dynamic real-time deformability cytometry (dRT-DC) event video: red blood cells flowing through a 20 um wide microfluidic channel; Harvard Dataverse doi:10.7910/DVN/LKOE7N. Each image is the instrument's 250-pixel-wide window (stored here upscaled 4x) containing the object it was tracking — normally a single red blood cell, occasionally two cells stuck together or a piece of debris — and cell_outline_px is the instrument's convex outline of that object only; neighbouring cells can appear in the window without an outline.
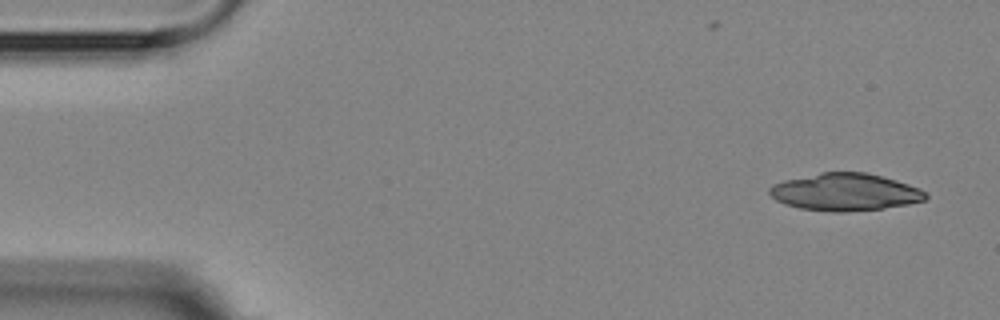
{"species": "Egyptian fruit bat (a non-hibernating species)", "species_latin": "Rousettus aegyptiacus", "temperature_condition": "room temperature", "stored_images_in_passage": 4, "camera_frame_rate_fps": 3000, "um_per_image_px": 0.085, "animal": {"sex": "female"}, "frame": {"image": 1, "passage_image": 1, "time_ms": 0.0, "image_size_px": [1000, 320], "cell_outline_px": [[928, 196], [924, 200], [908, 204], [884, 208], [844, 212], [832, 212], [800, 208], [776, 200], [768, 192], [768, 188], [772, 184], [784, 180], [820, 172], [864, 172], [896, 180], [920, 188], [928, 192]], "centroid_in_image_um": [71.84, 16.32], "position_along_channel_um": 13.2, "area_um2": 33.93}}